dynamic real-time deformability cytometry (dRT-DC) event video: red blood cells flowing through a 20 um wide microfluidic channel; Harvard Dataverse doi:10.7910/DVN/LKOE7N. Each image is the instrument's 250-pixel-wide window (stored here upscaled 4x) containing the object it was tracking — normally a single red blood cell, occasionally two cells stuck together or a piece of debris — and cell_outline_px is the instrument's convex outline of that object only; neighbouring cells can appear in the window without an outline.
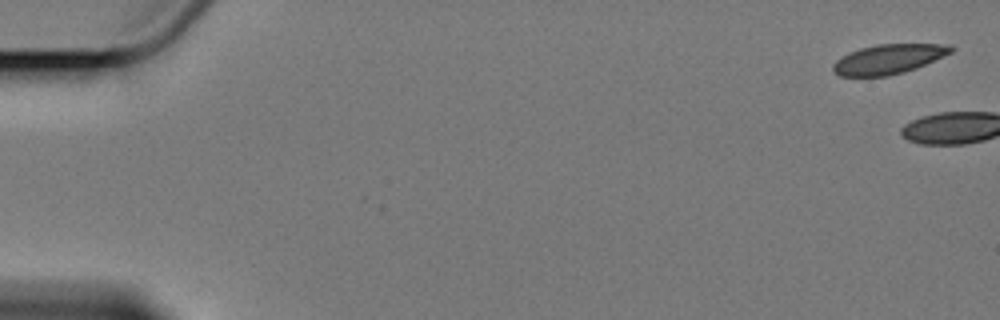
{"species": "Egyptian fruit bat (a non-hibernating species)", "species_latin": "Rousettus aegyptiacus", "temperature_condition": "cold", "stored_images_in_passage": 7, "segment_of_instrument_passage": [1, 2], "camera_frame_rate_fps": 3000, "um_per_image_px": 0.085, "animal": {"sex": "female"}, "frame": {"image": 1, "passage_image": 1, "time_ms": 0.0, "image_size_px": [1000, 320], "cell_outline_px": [[956, 48], [952, 52], [916, 68], [904, 72], [888, 76], [840, 76], [832, 72], [832, 64], [836, 60], [848, 52], [860, 48], [876, 44], [952, 44]], "centroid_in_image_um": [75.51, 5.02], "position_along_channel_um": 9.5, "area_um2": 20.52}}
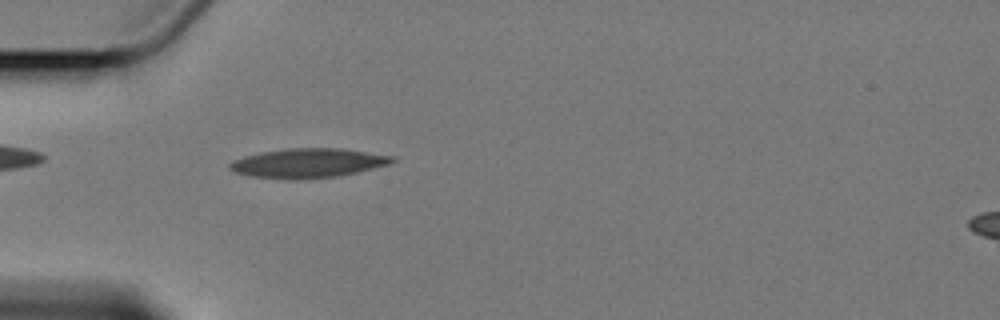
{"frame": {"image": 2, "passage_image": 6, "time_ms": 6.667, "image_size_px": [1000, 320], "cell_outline_px": [[396, 160], [388, 164], [356, 172], [336, 176], [296, 180], [288, 180], [252, 176], [236, 172], [228, 168], [228, 164], [232, 160], [244, 156], [284, 148], [340, 148], [392, 156]], "centroid_in_image_um": [26.12, 13.86], "position_along_channel_um": 58.9, "area_um2": 27.57}}